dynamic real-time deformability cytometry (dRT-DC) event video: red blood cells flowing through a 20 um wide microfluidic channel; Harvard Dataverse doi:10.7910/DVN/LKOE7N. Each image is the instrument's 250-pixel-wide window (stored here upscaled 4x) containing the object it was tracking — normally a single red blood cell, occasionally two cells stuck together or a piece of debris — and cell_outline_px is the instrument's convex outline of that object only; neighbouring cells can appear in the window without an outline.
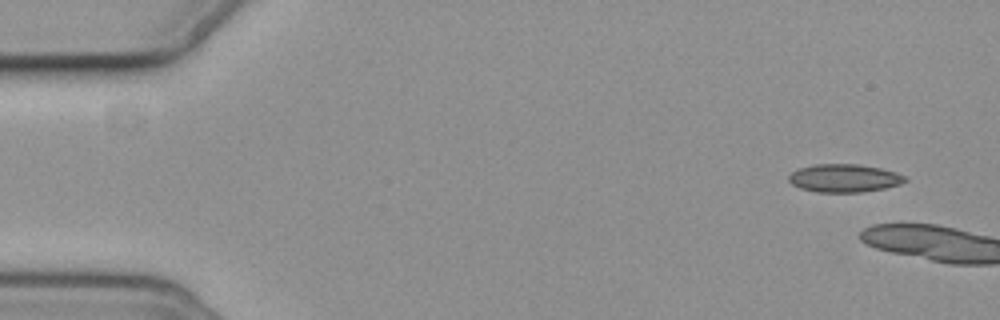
{"species": "common noctule bat (a hibernating species)", "species_latin": "Nyctalus noctula", "temperature_condition": "cold", "stored_images_in_passage": 2, "camera_frame_rate_fps": 3000, "um_per_image_px": 0.085, "animal": {"sex": "female", "body_mass_g": 19.3, "forearm_length_mm": 54.1}, "frame": {"image": 1, "passage_image": 1, "time_ms": 0.0, "image_size_px": [1000, 320], "cell_outline_px": [[908, 180], [900, 184], [884, 188], [860, 192], [816, 192], [800, 188], [792, 184], [788, 180], [788, 176], [796, 168], [812, 164], [860, 164], [880, 168], [896, 172], [904, 176]], "centroid_in_image_um": [71.72, 15.13], "position_along_channel_um": 13.3, "area_um2": 19.13}}